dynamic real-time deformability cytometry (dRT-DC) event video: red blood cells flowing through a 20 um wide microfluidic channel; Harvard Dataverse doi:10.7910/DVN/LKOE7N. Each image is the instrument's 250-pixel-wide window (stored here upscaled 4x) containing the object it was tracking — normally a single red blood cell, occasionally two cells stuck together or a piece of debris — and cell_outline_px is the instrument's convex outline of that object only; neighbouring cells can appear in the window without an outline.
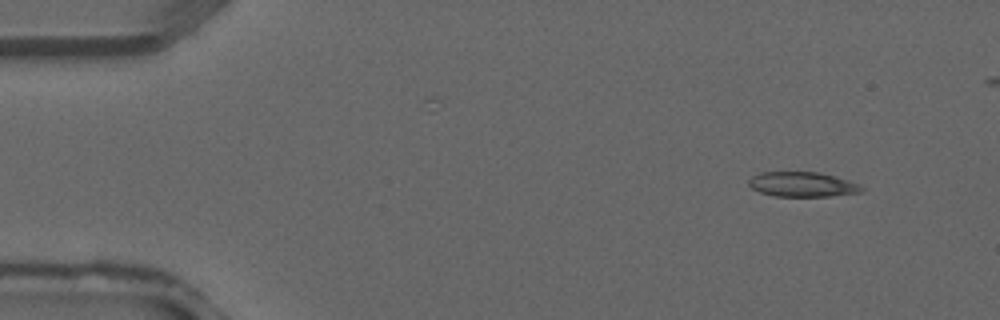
{"species": "common noctule bat (a hibernating species)", "species_latin": "Nyctalus noctula", "temperature_condition": "warm", "stored_images_in_passage": 2, "camera_frame_rate_fps": 3000, "um_per_image_px": 0.085, "animal": {"sex": "male", "forearm_length_mm": 52.5}, "frame": {"image": 1, "passage_image": 2, "time_ms": 0.333, "image_size_px": [1000, 320], "cell_outline_px": [[864, 188], [860, 192], [832, 196], [776, 196], [760, 192], [752, 188], [748, 184], [748, 180], [752, 176], [760, 172], [816, 172], [836, 176], [848, 180]], "centroid_in_image_um": [68.17, 15.67], "position_along_channel_um": 16.8, "area_um2": 16.18}}